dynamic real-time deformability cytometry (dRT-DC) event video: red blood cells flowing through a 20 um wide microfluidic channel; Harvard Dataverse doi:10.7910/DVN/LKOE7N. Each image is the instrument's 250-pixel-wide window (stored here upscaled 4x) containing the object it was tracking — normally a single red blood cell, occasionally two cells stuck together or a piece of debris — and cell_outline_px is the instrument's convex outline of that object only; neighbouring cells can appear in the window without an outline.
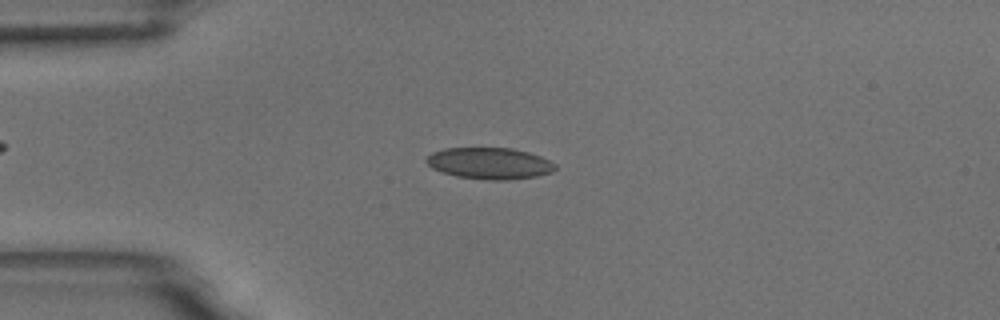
{"species": "common noctule bat (a hibernating species)", "species_latin": "Nyctalus noctula", "temperature_condition": "room temperature", "stored_images_in_passage": 47, "camera_frame_rate_fps": 3000, "um_per_image_px": 0.085, "animal": {"sex": "male", "body_mass_g": 18.8}, "frame": {"image": 1, "passage_image": 13, "time_ms": 4.0, "image_size_px": [1000, 320], "cell_outline_px": [[556, 168], [552, 172], [536, 176], [504, 180], [488, 180], [456, 176], [432, 168], [424, 160], [432, 152], [444, 148], [512, 148], [528, 152], [540, 156], [556, 164]], "centroid_in_image_um": [41.61, 13.88], "position_along_channel_um": 43.4, "area_um2": 23.52}}
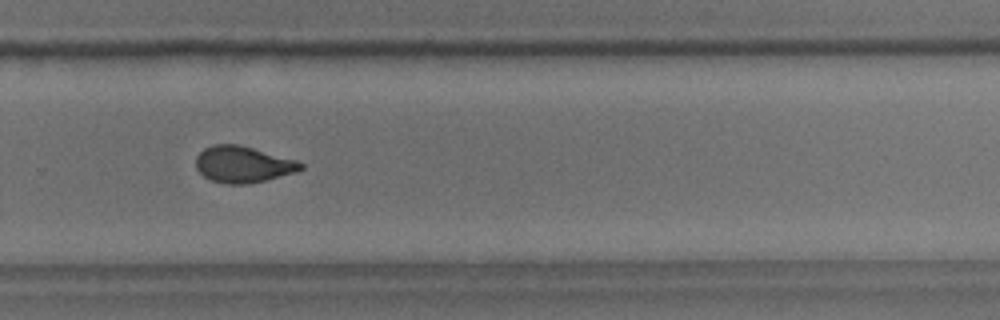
{"frame": {"image": 2, "passage_image": 36, "time_ms": 11.667, "image_size_px": [1000, 320], "cell_outline_px": [[304, 168], [296, 172], [248, 184], [224, 184], [212, 180], [204, 176], [196, 168], [196, 156], [204, 148], [212, 144], [236, 144], [252, 148], [296, 160], [304, 164]], "centroid_in_image_um": [20.63, 13.97], "position_along_channel_um": 309.2, "area_um2": 22.08}}
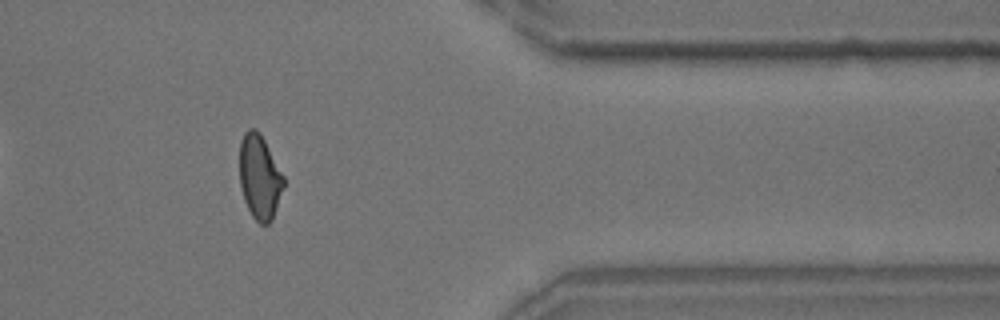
{"frame": {"image": 3, "passage_image": 44, "time_ms": 14.333, "image_size_px": [1000, 320], "cell_outline_px": [[284, 188], [272, 220], [268, 224], [260, 224], [252, 216], [244, 200], [240, 184], [240, 140], [244, 132], [248, 128], [256, 128], [260, 132], [284, 176]], "centroid_in_image_um": [22.07, 15.03], "position_along_channel_um": 389.3, "area_um2": 21.79}, "authors_computed_cell_mechanics": {"area_um2": 22.7732, "velocity_mm_per_s": 3.7231, "shape_relaxation_time_tau1_ms": 9.9873, "shape_relaxation_time_tau2_ms": 1.049, "deformation_change_tau1": 0.2121, "deformation_change_tau2": 0.0712}}